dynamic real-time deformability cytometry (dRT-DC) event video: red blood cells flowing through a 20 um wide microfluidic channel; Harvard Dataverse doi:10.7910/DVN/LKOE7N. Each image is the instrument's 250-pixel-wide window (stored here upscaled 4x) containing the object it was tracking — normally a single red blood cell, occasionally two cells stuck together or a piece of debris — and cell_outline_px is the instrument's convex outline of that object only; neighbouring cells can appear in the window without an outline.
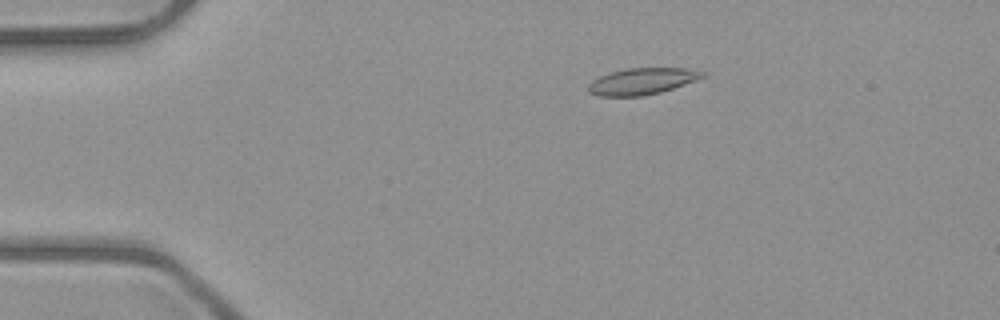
{"species": "common noctule bat (a hibernating species)", "species_latin": "Nyctalus noctula", "temperature_condition": "room temperature", "stored_images_in_passage": 49, "camera_frame_rate_fps": 3000, "um_per_image_px": 0.085, "animal": {"sex": "male", "body_mass_g": 23.1, "forearm_length_mm": 52.7}, "frame": {"image": 1, "passage_image": 7, "time_ms": 2.0, "image_size_px": [1000, 320], "cell_outline_px": [[704, 76], [696, 80], [660, 92], [644, 96], [600, 96], [588, 92], [588, 84], [592, 80], [600, 76], [624, 68], [684, 68], [704, 72]], "centroid_in_image_um": [54.53, 6.91], "position_along_channel_um": 30.5, "area_um2": 17.46}}
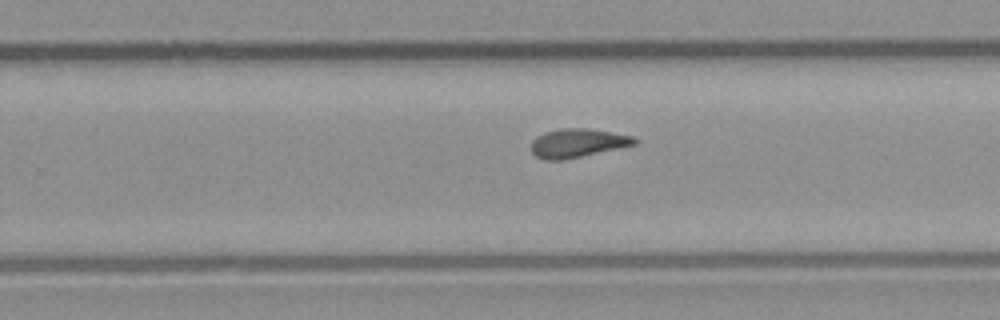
{"frame": {"image": 2, "passage_image": 30, "time_ms": 9.667, "image_size_px": [1000, 320], "cell_outline_px": [[640, 140], [636, 144], [564, 160], [544, 160], [536, 156], [532, 152], [532, 140], [536, 136], [544, 132], [560, 128], [588, 128], [632, 136]], "centroid_in_image_um": [49.07, 12.15], "position_along_channel_um": 280.7, "area_um2": 17.28}}
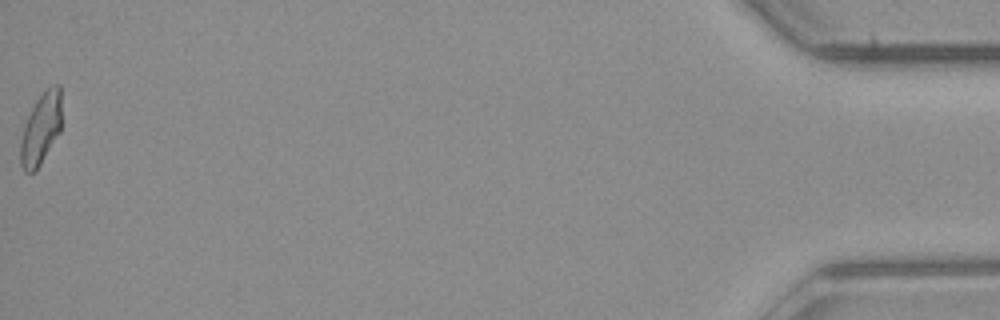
{"frame": {"image": 3, "passage_image": 49, "time_ms": 16.0, "image_size_px": [1000, 320], "cell_outline_px": [[60, 132], [40, 164], [32, 172], [24, 172], [20, 164], [20, 140], [24, 124], [36, 100], [52, 84], [60, 84]], "centroid_in_image_um": [3.45, 10.95], "position_along_channel_um": 431.7, "area_um2": 16.88}, "authors_computed_cell_mechanics": {"area_um2": 17.2244, "velocity_mm_per_s": 4.025, "shape_relaxation_time_tau1_ms": null, "shape_relaxation_time_tau2_ms": 2.2605, "deformation_change_tau1": null, "deformation_change_tau2": 0.0877}}